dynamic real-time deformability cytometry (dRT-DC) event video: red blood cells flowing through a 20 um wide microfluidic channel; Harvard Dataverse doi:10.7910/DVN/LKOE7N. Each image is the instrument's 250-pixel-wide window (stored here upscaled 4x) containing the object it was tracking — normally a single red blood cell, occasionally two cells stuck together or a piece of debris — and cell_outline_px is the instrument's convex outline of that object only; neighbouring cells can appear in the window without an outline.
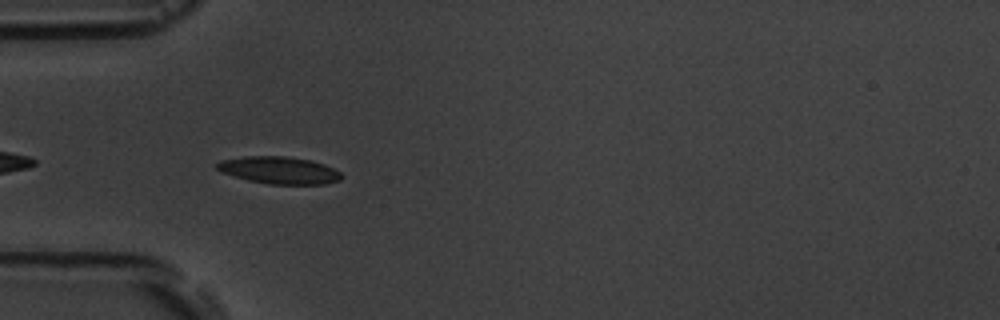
{"species": "common noctule bat (a hibernating species)", "species_latin": "Nyctalus noctula", "temperature_condition": "room temperature", "stored_images_in_passage": 6, "camera_frame_rate_fps": 3000, "um_per_image_px": 0.085, "animal": {"sex": "male", "body_mass_g": 19.5, "forearm_length_mm": 54.6}, "frame": {"image": 1, "passage_image": 5, "time_ms": 5.333, "image_size_px": [1000, 320], "cell_outline_px": [[340, 180], [324, 184], [268, 184], [248, 180], [220, 172], [216, 168], [216, 164], [220, 160], [244, 156], [284, 156], [312, 160], [324, 164], [340, 172]], "centroid_in_image_um": [23.69, 14.46], "position_along_channel_um": 61.3, "area_um2": 19.71}}
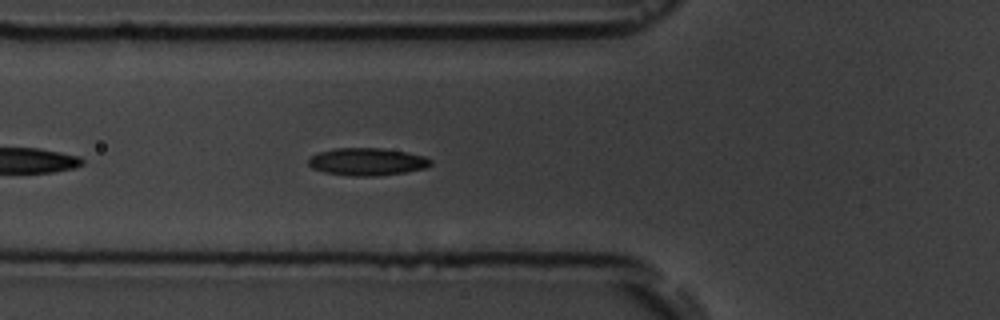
{"frame": {"image": 2, "passage_image": 6, "time_ms": 6.333, "image_size_px": [1000, 320], "cell_outline_px": [[432, 164], [428, 168], [408, 172], [376, 176], [352, 176], [324, 172], [312, 168], [308, 164], [308, 160], [312, 156], [320, 152], [336, 148], [384, 148], [408, 152], [424, 156], [432, 160]], "centroid_in_image_um": [31.27, 13.75], "position_along_channel_um": 94.5, "area_um2": 19.77}}